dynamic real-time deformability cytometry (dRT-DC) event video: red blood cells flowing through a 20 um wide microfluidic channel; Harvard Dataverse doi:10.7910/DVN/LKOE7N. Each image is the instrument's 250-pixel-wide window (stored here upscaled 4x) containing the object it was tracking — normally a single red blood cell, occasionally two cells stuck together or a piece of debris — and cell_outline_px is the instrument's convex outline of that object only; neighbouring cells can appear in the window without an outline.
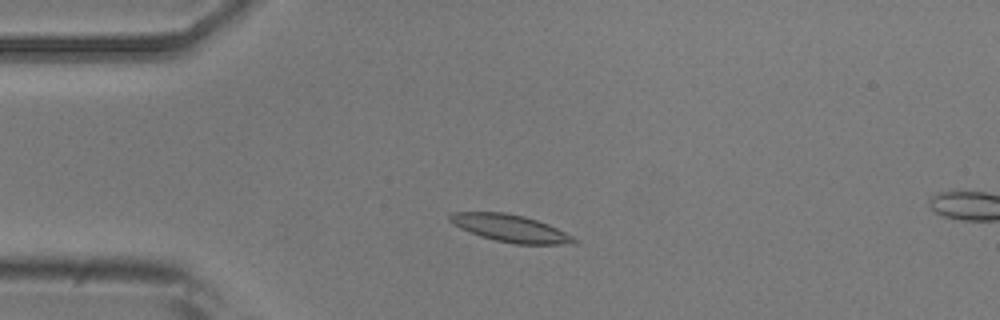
{"species": "common noctule bat (a hibernating species)", "species_latin": "Nyctalus noctula", "temperature_condition": "room temperature", "stored_images_in_passage": 12, "camera_frame_rate_fps": 3000, "um_per_image_px": 0.085, "animal": {"sex": "male", "body_mass_g": 20.5, "forearm_length_mm": 52.5}, "frame": {"image": 1, "passage_image": 9, "time_ms": 2.667, "image_size_px": [1000, 320], "cell_outline_px": [[576, 244], [516, 244], [496, 240], [480, 236], [460, 228], [452, 224], [448, 220], [448, 216], [452, 212], [504, 212], [524, 216], [548, 224], [572, 236], [576, 240]], "centroid_in_image_um": [43.34, 19.4], "position_along_channel_um": 41.7, "area_um2": 19.59}}